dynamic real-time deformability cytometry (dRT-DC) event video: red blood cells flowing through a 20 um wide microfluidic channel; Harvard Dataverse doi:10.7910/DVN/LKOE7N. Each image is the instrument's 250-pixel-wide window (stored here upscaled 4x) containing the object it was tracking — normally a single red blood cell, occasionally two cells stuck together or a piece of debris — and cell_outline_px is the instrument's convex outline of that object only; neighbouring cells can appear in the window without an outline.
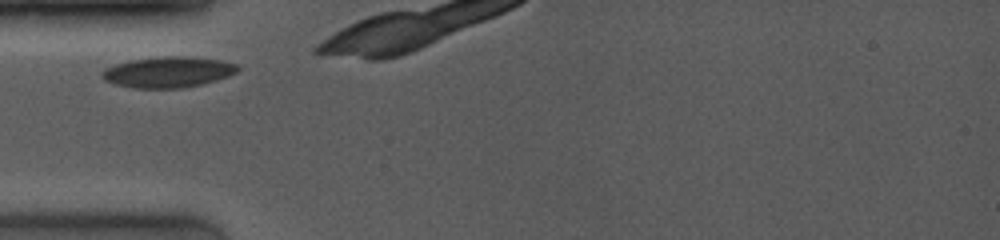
{"species": "common noctule bat (a hibernating species)", "species_latin": "Nyctalus noctula", "temperature_condition": "room temperature", "stored_images_in_passage": 3, "camera_frame_rate_fps": 4000, "um_per_image_px": 0.085, "animal": {"sex": "female", "body_mass_g": 19.0, "forearm_length_mm": 53.3}, "frame": {"image": 1, "passage_image": 1, "time_ms": 0.0, "image_size_px": [1000, 240], "cell_outline_px": [[240, 68], [236, 72], [228, 76], [204, 84], [184, 88], [132, 88], [116, 84], [104, 80], [100, 76], [100, 72], [116, 64], [132, 60], [164, 56], [192, 56], [220, 60], [240, 64]], "centroid_in_image_um": [14.33, 6.13], "position_along_channel_um": 70.7, "area_um2": 24.51}}